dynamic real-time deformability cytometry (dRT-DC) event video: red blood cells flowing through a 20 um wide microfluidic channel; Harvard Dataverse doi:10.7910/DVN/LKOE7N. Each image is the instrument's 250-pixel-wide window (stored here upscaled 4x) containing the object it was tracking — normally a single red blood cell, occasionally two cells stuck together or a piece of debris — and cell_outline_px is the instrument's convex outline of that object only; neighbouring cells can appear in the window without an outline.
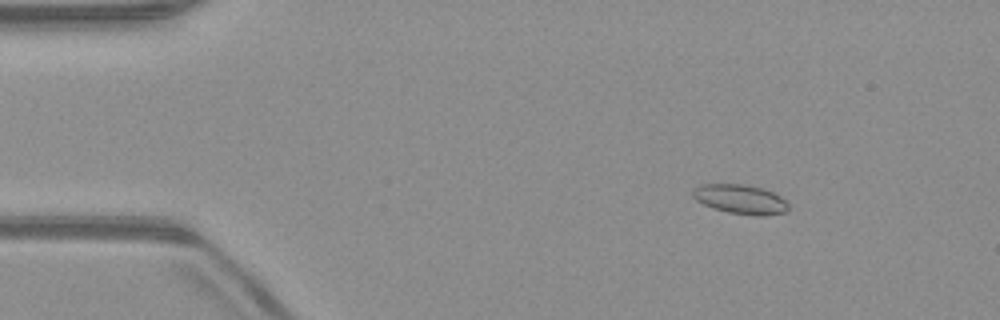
{"species": "common noctule bat (a hibernating species)", "species_latin": "Nyctalus noctula", "temperature_condition": "warm", "stored_images_in_passage": 52, "camera_frame_rate_fps": 3000, "um_per_image_px": 0.085, "animal": {"sex": "male", "body_mass_g": 23.1, "forearm_length_mm": 52.7}, "frame": {"image": 1, "passage_image": 7, "time_ms": 2.0, "image_size_px": [1000, 320], "cell_outline_px": [[788, 212], [764, 216], [752, 216], [728, 212], [712, 208], [696, 200], [692, 196], [692, 192], [700, 184], [744, 184], [764, 188], [780, 196], [788, 204]], "centroid_in_image_um": [62.96, 16.94], "position_along_channel_um": 22.0, "area_um2": 16.53}}
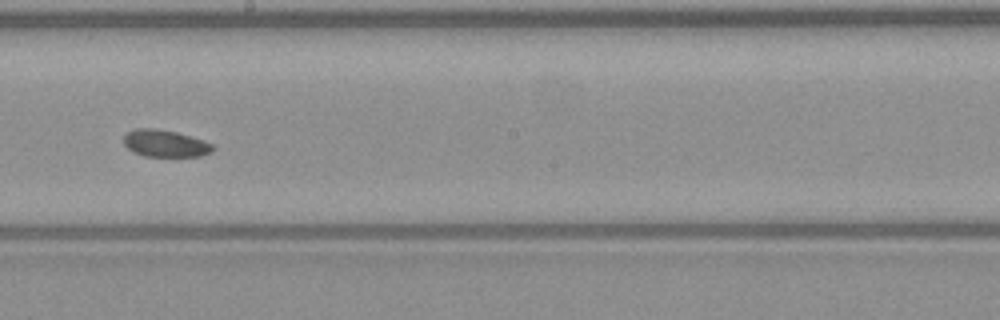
{"frame": {"image": 2, "passage_image": 29, "time_ms": 9.333, "image_size_px": [1000, 320], "cell_outline_px": [[216, 148], [212, 152], [200, 156], [144, 156], [132, 152], [124, 144], [124, 136], [128, 132], [136, 128], [152, 128], [176, 132], [204, 140], [212, 144]], "centroid_in_image_um": [14.05, 12.2], "position_along_channel_um": 234.1, "area_um2": 14.05}}
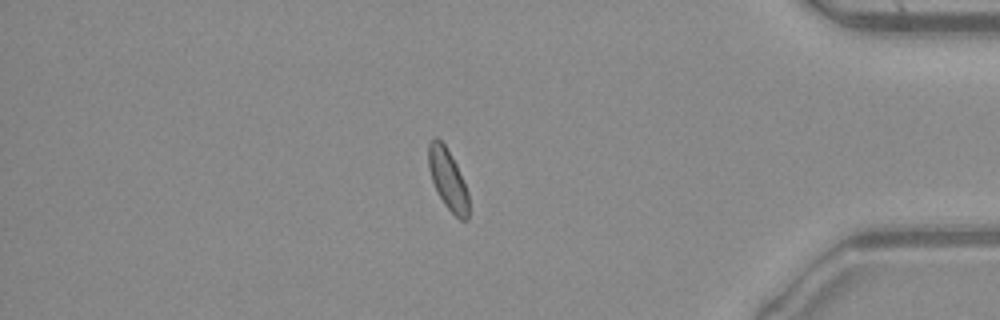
{"frame": {"image": 3, "passage_image": 44, "time_ms": 14.333, "image_size_px": [1000, 320], "cell_outline_px": [[468, 220], [460, 220], [444, 204], [432, 180], [428, 168], [428, 144], [432, 136], [436, 136], [444, 144], [456, 164], [468, 192]], "centroid_in_image_um": [38.05, 15.21], "position_along_channel_um": 397.2, "area_um2": 14.05}, "authors_computed_cell_mechanics": {"area_um2": 14.7968, "velocity_mm_per_s": 3.9898, "shape_relaxation_time_tau1_ms": 4.4467, "shape_relaxation_time_tau2_ms": 4.0873, "deformation_change_tau1": 0.107, "deformation_change_tau2": 0.0476}}